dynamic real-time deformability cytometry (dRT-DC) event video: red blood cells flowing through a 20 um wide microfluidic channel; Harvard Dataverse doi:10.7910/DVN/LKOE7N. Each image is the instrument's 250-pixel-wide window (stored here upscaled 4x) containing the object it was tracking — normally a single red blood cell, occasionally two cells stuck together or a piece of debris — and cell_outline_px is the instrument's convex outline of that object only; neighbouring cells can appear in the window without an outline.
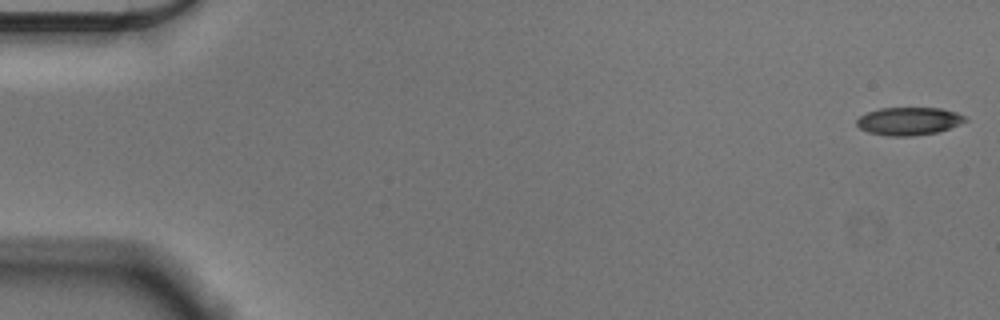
{"species": "Egyptian fruit bat (a non-hibernating species)", "species_latin": "Rousettus aegyptiacus", "temperature_condition": "cold", "stored_images_in_passage": 56, "camera_frame_rate_fps": 3000, "um_per_image_px": 0.085, "animal": {"sex": "male"}, "frame": {"image": 1, "passage_image": 1, "time_ms": 0.0, "image_size_px": [1000, 320], "cell_outline_px": [[968, 120], [960, 124], [936, 132], [912, 136], [888, 136], [868, 132], [860, 128], [856, 124], [856, 120], [860, 116], [868, 112], [880, 108], [940, 108], [956, 112], [964, 116]], "centroid_in_image_um": [77.23, 10.29], "position_along_channel_um": 7.8, "area_um2": 17.51}}
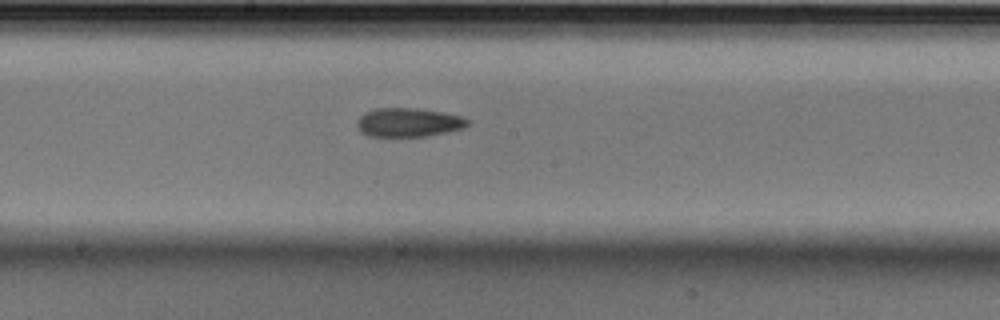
{"frame": {"image": 2, "passage_image": 30, "time_ms": 9.667, "image_size_px": [1000, 320], "cell_outline_px": [[472, 124], [464, 128], [428, 136], [368, 136], [360, 132], [356, 128], [356, 124], [360, 116], [364, 112], [376, 108], [416, 108], [444, 112], [460, 116], [472, 120]], "centroid_in_image_um": [34.74, 10.4], "position_along_channel_um": 213.5, "area_um2": 18.9}}
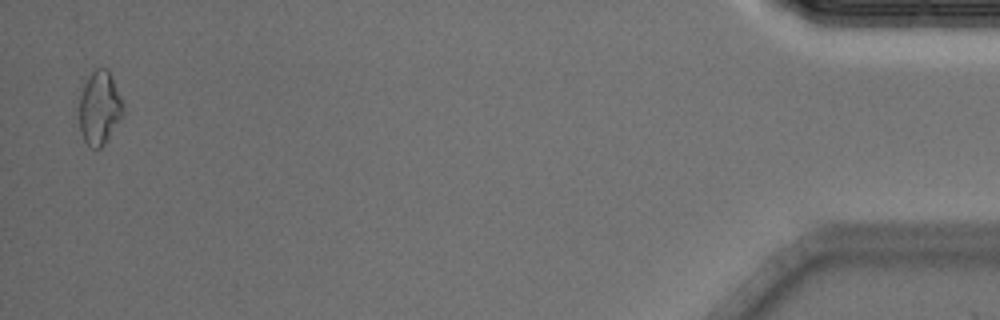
{"frame": {"image": 3, "passage_image": 55, "time_ms": 18.0, "image_size_px": [1000, 320], "cell_outline_px": [[124, 116], [108, 140], [100, 148], [92, 148], [84, 140], [80, 132], [80, 96], [84, 84], [88, 76], [96, 68], [108, 68], [124, 104]], "centroid_in_image_um": [8.49, 9.19], "position_along_channel_um": 426.7, "area_um2": 19.02}, "authors_computed_cell_mechanics": {"area_um2": 18.4382, "velocity_mm_per_s": 3.589, "shape_relaxation_time_tau1_ms": 4.272, "shape_relaxation_time_tau2_ms": 3.5169, "deformation_change_tau1": 0.1039, "deformation_change_tau2": 0.1038}}